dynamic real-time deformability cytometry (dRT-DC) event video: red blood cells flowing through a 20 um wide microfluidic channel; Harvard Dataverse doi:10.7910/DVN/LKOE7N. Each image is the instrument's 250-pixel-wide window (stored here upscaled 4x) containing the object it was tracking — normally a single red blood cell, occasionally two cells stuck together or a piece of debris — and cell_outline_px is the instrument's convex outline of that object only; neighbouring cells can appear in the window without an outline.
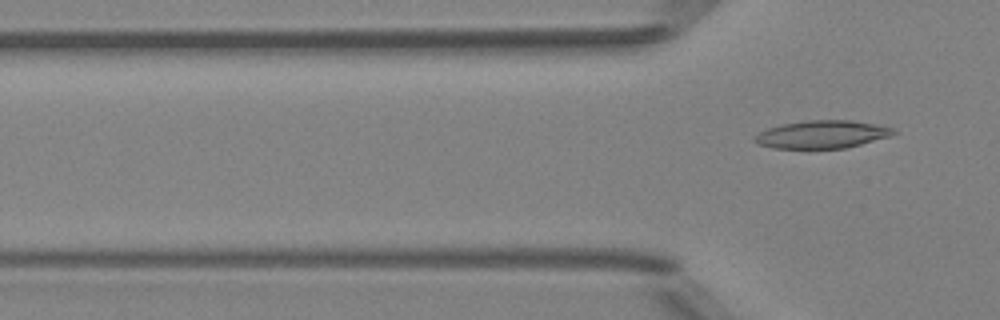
{"species": "Egyptian fruit bat (a non-hibernating species)", "species_latin": "Rousettus aegyptiacus", "temperature_condition": "room temperature", "stored_images_in_passage": 4, "segment_of_instrument_passage": [2, 2], "camera_frame_rate_fps": 3000, "um_per_image_px": 0.085, "animal": {"sex": "female"}, "frame": {"image": 1, "passage_image": 4, "time_ms": 3.667, "image_size_px": [1000, 320], "cell_outline_px": [[896, 132], [892, 136], [844, 148], [772, 148], [756, 144], [752, 140], [760, 132], [768, 128], [780, 124], [804, 120], [852, 120], [892, 128]], "centroid_in_image_um": [69.83, 11.42], "position_along_channel_um": 56.0, "area_um2": 22.43}}